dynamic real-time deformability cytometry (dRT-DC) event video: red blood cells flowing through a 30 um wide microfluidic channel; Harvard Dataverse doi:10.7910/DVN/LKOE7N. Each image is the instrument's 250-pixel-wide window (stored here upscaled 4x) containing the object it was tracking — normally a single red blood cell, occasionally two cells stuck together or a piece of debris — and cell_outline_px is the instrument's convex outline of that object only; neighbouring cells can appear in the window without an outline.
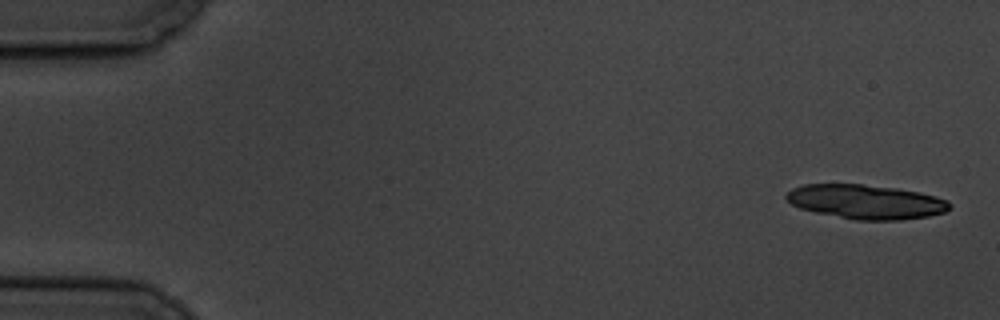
{"species": "common noctule bat (a hibernating species)", "species_latin": "Nyctalus noctula", "temperature_condition": "cold", "stored_images_in_passage": 9, "camera_frame_rate_fps": 3000, "um_per_image_px": 0.085, "animal": {"sex": "male", "body_mass_g": 19.5, "forearm_length_mm": 54.6}, "frame": {"image": 1, "passage_image": 1, "time_ms": 0.0, "image_size_px": [1000, 320], "cell_outline_px": [[952, 204], [944, 212], [928, 216], [900, 220], [856, 220], [816, 212], [800, 208], [792, 204], [784, 196], [792, 188], [804, 184], [864, 184], [896, 188], [920, 192], [936, 196], [948, 200]], "centroid_in_image_um": [73.62, 17.14], "position_along_channel_um": 11.4, "area_um2": 32.6}}
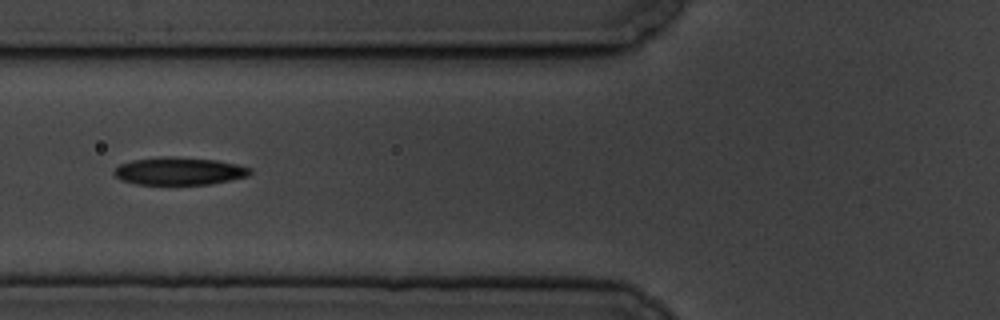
{"frame": {"image": 2, "passage_image": 7, "time_ms": 7.0, "image_size_px": [1000, 320], "cell_outline_px": [[252, 172], [248, 176], [212, 184], [136, 184], [120, 180], [112, 172], [120, 164], [132, 160], [160, 156], [172, 156], [216, 160], [236, 164], [252, 168]], "centroid_in_image_um": [15.22, 14.54], "position_along_channel_um": 110.6, "area_um2": 22.02}}
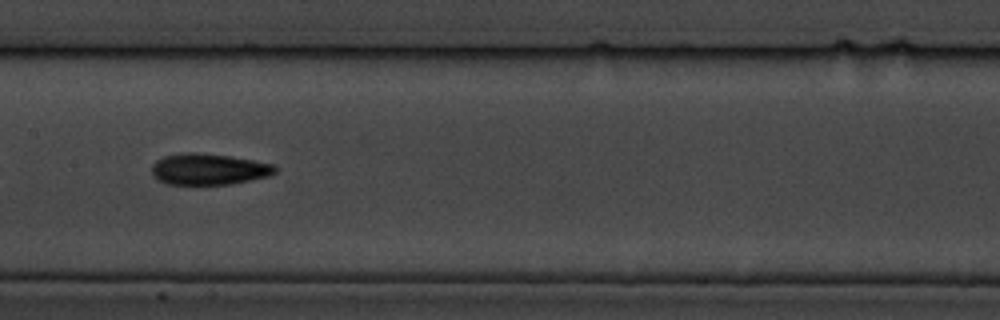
{"frame": {"image": 3, "passage_image": 9, "time_ms": 9.333, "image_size_px": [1000, 320], "cell_outline_px": [[276, 172], [268, 176], [232, 184], [164, 184], [156, 180], [152, 176], [152, 164], [156, 160], [164, 156], [184, 152], [196, 152], [228, 156], [276, 164]], "centroid_in_image_um": [17.7, 14.38], "position_along_channel_um": 189.7, "area_um2": 22.6}}